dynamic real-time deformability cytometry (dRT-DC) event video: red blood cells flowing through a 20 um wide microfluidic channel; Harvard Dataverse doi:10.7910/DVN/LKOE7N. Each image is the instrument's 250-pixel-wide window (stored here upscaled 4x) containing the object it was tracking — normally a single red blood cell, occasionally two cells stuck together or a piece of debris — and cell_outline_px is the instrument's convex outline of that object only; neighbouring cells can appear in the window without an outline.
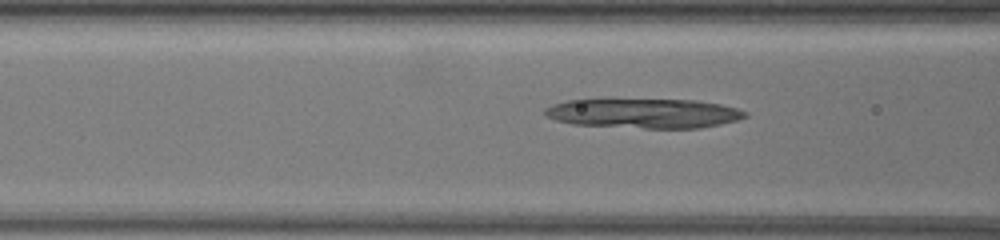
{"species": "common noctule bat (a hibernating species)", "species_latin": "Nyctalus noctula", "temperature_condition": "warm", "stored_images_in_passage": 46, "camera_frame_rate_fps": 3000, "um_per_image_px": 0.085, "animal": {"sex": "female", "body_mass_g": 19.5, "forearm_length_mm": 54.1}, "frame": {"image": 1, "passage_image": 14, "time_ms": 4.333, "image_size_px": [1000, 240], "cell_outline_px": [[748, 116], [736, 120], [720, 124], [700, 128], [644, 128], [572, 124], [556, 120], [544, 116], [544, 108], [552, 104], [568, 100], [604, 96], [608, 96], [696, 100], [720, 104], [736, 108], [748, 112]], "centroid_in_image_um": [54.63, 9.57], "position_along_channel_um": 112.0, "area_um2": 36.24}}
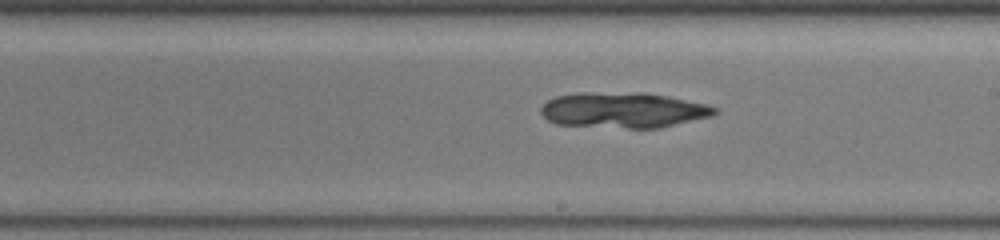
{"frame": {"image": 2, "passage_image": 26, "time_ms": 8.333, "image_size_px": [1000, 240], "cell_outline_px": [[720, 112], [712, 116], [660, 128], [628, 128], [556, 124], [548, 120], [540, 112], [540, 108], [548, 100], [556, 96], [576, 92], [640, 92], [668, 96], [708, 104], [720, 108]], "centroid_in_image_um": [53.02, 9.35], "position_along_channel_um": 236.0, "area_um2": 36.41}}
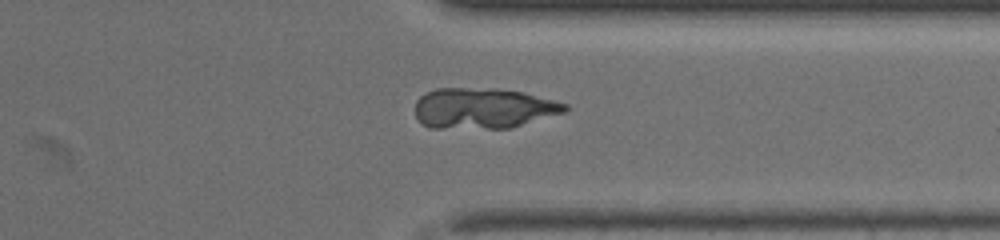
{"frame": {"image": 3, "passage_image": 39, "time_ms": 12.667, "image_size_px": [1000, 240], "cell_outline_px": [[568, 108], [564, 112], [512, 128], [428, 128], [416, 116], [416, 100], [420, 96], [436, 88], [496, 88], [524, 92], [568, 104]], "centroid_in_image_um": [41.08, 9.2], "position_along_channel_um": 370.3, "area_um2": 35.55}}